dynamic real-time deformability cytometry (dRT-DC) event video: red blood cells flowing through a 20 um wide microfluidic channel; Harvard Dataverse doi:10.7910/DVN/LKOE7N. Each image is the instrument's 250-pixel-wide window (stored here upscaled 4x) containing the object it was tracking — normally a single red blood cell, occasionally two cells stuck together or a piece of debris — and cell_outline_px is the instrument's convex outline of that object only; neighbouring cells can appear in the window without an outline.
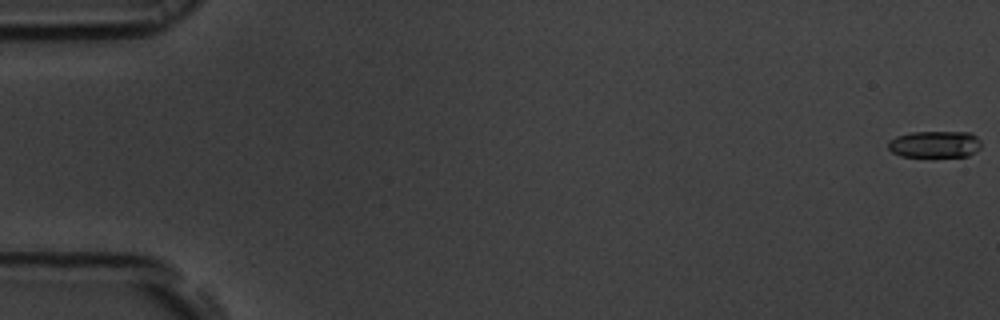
{"species": "common noctule bat (a hibernating species)", "species_latin": "Nyctalus noctula", "temperature_condition": "room temperature", "stored_images_in_passage": 55, "camera_frame_rate_fps": 3000, "um_per_image_px": 0.085, "animal": {"sex": "male", "body_mass_g": 19.5, "forearm_length_mm": 54.6}, "frame": {"image": 1, "passage_image": 1, "time_ms": 0.0, "image_size_px": [1000, 320], "cell_outline_px": [[980, 148], [976, 152], [968, 156], [900, 156], [892, 152], [888, 148], [888, 140], [896, 136], [912, 132], [972, 132], [980, 140]], "centroid_in_image_um": [79.46, 12.25], "position_along_channel_um": 5.5, "area_um2": 14.57}}
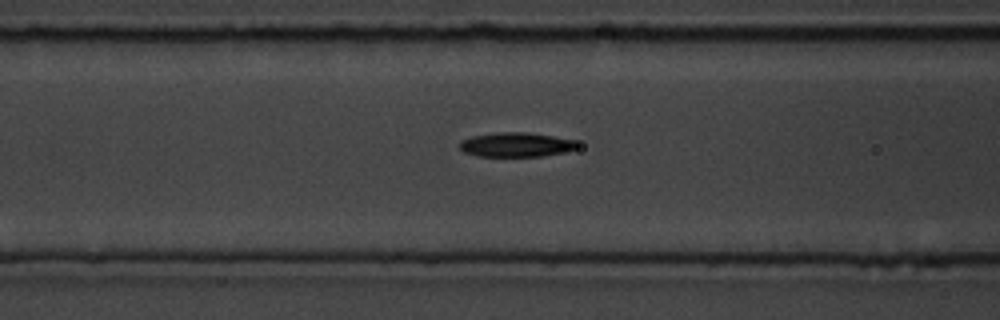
{"frame": {"image": 2, "passage_image": 23, "time_ms": 7.333, "image_size_px": [1000, 320], "cell_outline_px": [[576, 148], [564, 152], [544, 156], [480, 156], [464, 152], [460, 148], [460, 140], [472, 136], [500, 132], [524, 132], [552, 136], [576, 140]], "centroid_in_image_um": [43.85, 12.3], "position_along_channel_um": 122.7, "area_um2": 16.53}}
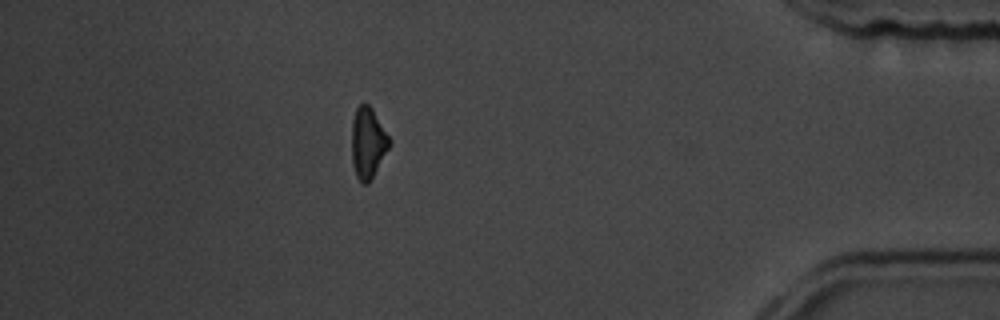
{"frame": {"image": 3, "passage_image": 49, "time_ms": 16.0, "image_size_px": [1000, 320], "cell_outline_px": [[392, 144], [368, 184], [360, 184], [356, 176], [352, 164], [352, 120], [356, 108], [360, 104], [368, 104], [372, 108], [392, 140]], "centroid_in_image_um": [31.28, 12.16], "position_along_channel_um": 403.9, "area_um2": 15.84}, "authors_computed_cell_mechanics": {"area_um2": 16.0106, "velocity_mm_per_s": 3.7603, "shape_relaxation_time_tau1_ms": 1.8564, "shape_relaxation_time_tau2_ms": 8.522, "deformation_change_tau1": 0.1211, "deformation_change_tau2": 0.1962}}